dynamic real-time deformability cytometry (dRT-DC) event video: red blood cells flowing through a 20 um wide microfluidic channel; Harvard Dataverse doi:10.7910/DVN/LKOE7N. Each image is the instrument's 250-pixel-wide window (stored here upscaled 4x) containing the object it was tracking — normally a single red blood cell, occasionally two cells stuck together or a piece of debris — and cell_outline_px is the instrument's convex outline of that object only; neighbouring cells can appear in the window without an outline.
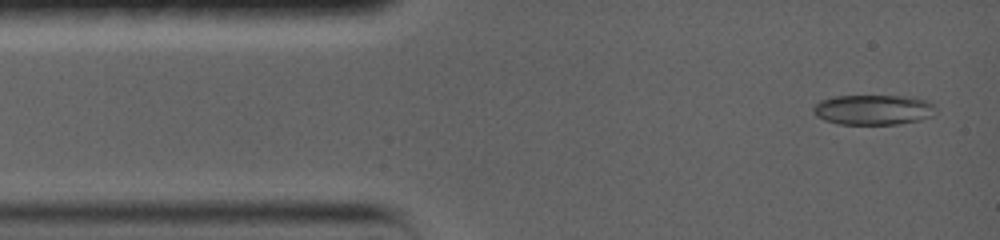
{"species": "common noctule bat (a hibernating species)", "species_latin": "Nyctalus noctula", "temperature_condition": "warm", "stored_images_in_passage": 8, "camera_frame_rate_fps": 5000, "um_per_image_px": 0.085, "animal": {"sex": "female", "body_mass_g": 19.0, "forearm_length_mm": 56.7}, "frame": {"image": 1, "passage_image": 1, "time_ms": 0.0, "image_size_px": [1000, 240], "cell_outline_px": [[932, 116], [920, 120], [896, 124], [840, 124], [824, 120], [816, 112], [816, 104], [824, 100], [840, 96], [892, 96], [920, 100], [928, 104]], "centroid_in_image_um": [74.16, 9.35], "position_along_channel_um": 10.8, "area_um2": 20.17}}
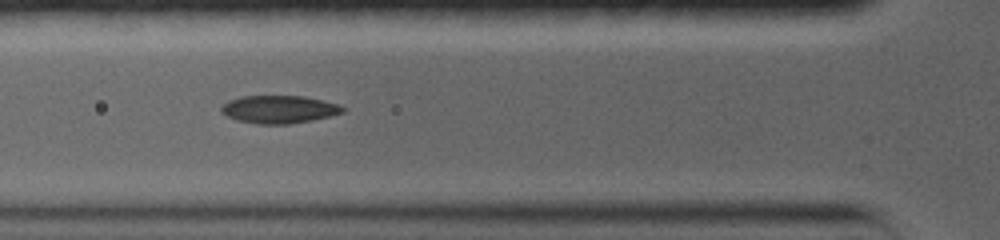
{"frame": {"image": 2, "passage_image": 5, "time_ms": 4.0, "image_size_px": [1000, 240], "cell_outline_px": [[344, 108], [340, 112], [328, 116], [288, 124], [260, 124], [240, 120], [228, 116], [224, 112], [224, 104], [232, 100], [248, 96], [296, 96], [336, 104]], "centroid_in_image_um": [23.7, 9.3], "position_along_channel_um": 102.1, "area_um2": 18.44}}
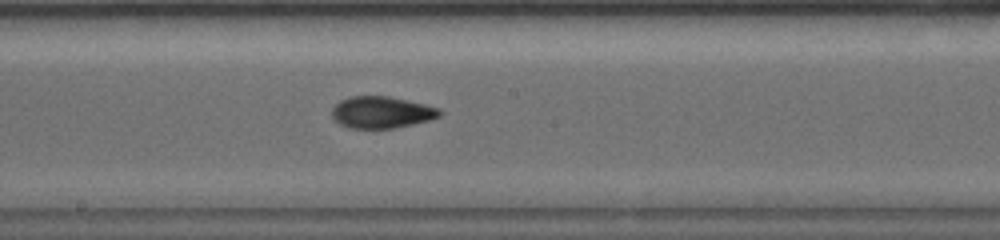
{"frame": {"image": 3, "passage_image": 8, "time_ms": 7.0, "image_size_px": [1000, 240], "cell_outline_px": [[440, 112], [436, 116], [428, 120], [392, 128], [352, 128], [336, 120], [332, 116], [332, 112], [336, 104], [344, 100], [356, 96], [384, 96], [420, 104], [436, 108]], "centroid_in_image_um": [32.38, 9.55], "position_along_channel_um": 215.8, "area_um2": 18.73}}